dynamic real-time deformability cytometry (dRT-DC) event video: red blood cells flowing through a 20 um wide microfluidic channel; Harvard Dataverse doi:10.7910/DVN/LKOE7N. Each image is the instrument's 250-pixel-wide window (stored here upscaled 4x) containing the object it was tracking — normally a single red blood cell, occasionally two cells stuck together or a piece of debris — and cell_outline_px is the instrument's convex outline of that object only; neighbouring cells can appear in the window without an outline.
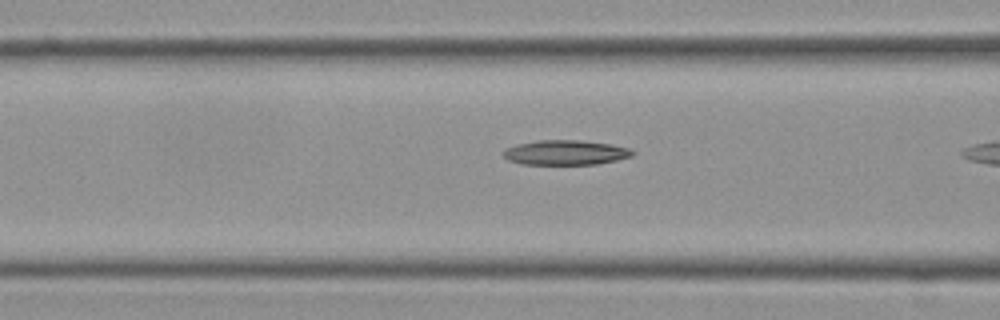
{"species": "Egyptian fruit bat (a non-hibernating species)", "species_latin": "Rousettus aegyptiacus", "temperature_condition": "cold", "stored_images_in_passage": 11, "camera_frame_rate_fps": 3000, "um_per_image_px": 0.085, "frame": {"image": 1, "passage_image": 10, "time_ms": 3.0, "image_size_px": [1000, 320], "cell_outline_px": [[636, 152], [632, 156], [616, 160], [596, 164], [520, 164], [508, 160], [500, 152], [504, 148], [516, 144], [536, 140], [580, 140], [612, 144], [628, 148]], "centroid_in_image_um": [48.02, 12.96], "position_along_channel_um": 118.6, "area_um2": 18.84}}